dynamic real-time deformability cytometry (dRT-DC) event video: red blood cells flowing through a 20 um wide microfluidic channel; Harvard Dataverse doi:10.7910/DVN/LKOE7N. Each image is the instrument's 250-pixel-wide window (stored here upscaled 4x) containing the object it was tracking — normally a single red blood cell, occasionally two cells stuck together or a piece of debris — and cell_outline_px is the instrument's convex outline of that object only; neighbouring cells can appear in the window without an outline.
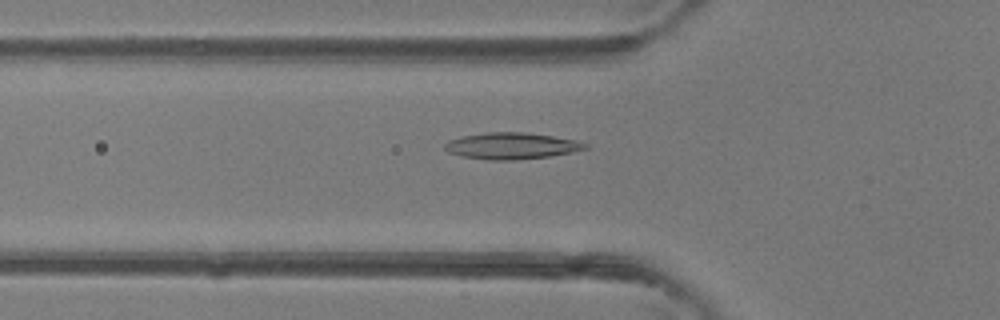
{"species": "common noctule bat (a hibernating species)", "species_latin": "Nyctalus noctula", "temperature_condition": "room temperature", "stored_images_in_passage": 44, "camera_frame_rate_fps": 3000, "um_per_image_px": 0.085, "animal": {"sex": "female"}, "frame": {"image": 1, "passage_image": 15, "time_ms": 4.667, "image_size_px": [1000, 320], "cell_outline_px": [[588, 148], [572, 152], [548, 156], [516, 160], [488, 160], [460, 156], [448, 152], [444, 148], [444, 144], [448, 140], [464, 136], [488, 132], [524, 132], [552, 136], [576, 140], [588, 144]], "centroid_in_image_um": [43.46, 12.4], "position_along_channel_um": 82.3, "area_um2": 21.62}}
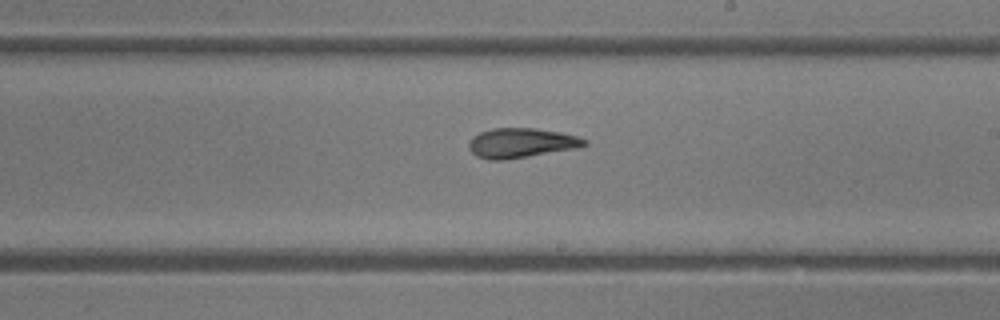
{"frame": {"image": 2, "passage_image": 26, "time_ms": 8.333, "image_size_px": [1000, 320], "cell_outline_px": [[588, 144], [576, 148], [504, 160], [488, 160], [476, 156], [468, 148], [468, 144], [472, 136], [480, 132], [492, 128], [536, 128], [560, 132], [576, 136], [588, 140]], "centroid_in_image_um": [44.27, 12.15], "position_along_channel_um": 244.7, "area_um2": 20.0}}
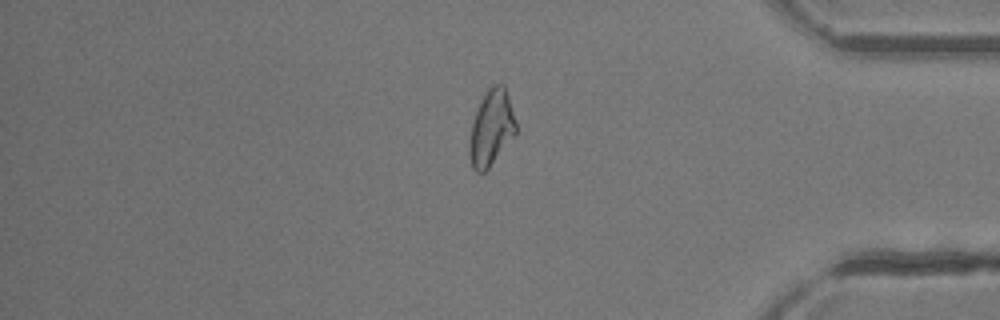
{"frame": {"image": 3, "passage_image": 38, "time_ms": 12.333, "image_size_px": [1000, 320], "cell_outline_px": [[516, 132], [488, 168], [484, 172], [476, 172], [472, 168], [468, 156], [468, 144], [472, 124], [476, 112], [488, 88], [492, 84], [504, 84], [508, 96], [516, 124]], "centroid_in_image_um": [41.73, 10.89], "position_along_channel_um": 393.5, "area_um2": 20.11}}